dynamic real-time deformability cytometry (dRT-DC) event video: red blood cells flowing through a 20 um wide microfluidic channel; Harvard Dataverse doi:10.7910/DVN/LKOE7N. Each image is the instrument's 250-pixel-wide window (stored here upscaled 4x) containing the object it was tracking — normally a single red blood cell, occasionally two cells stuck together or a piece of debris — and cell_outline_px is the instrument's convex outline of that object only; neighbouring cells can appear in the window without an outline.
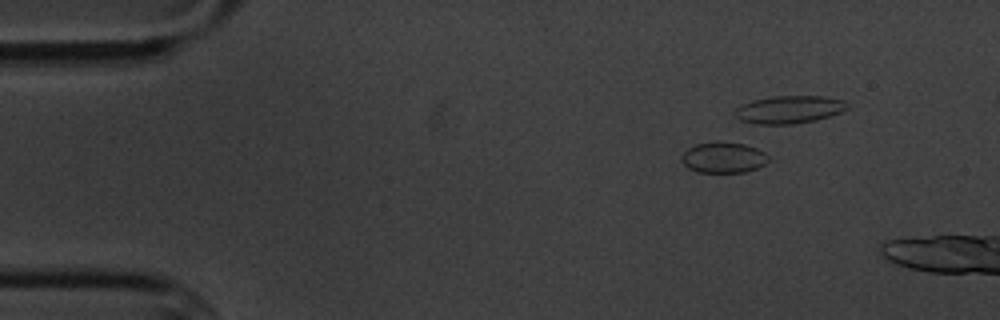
{"species": "common noctule bat (a hibernating species)", "species_latin": "Nyctalus noctula", "temperature_condition": "cold", "stored_images_in_passage": 3, "camera_frame_rate_fps": 3000, "um_per_image_px": 0.085, "animal": {"sex": "male", "body_mass_g": 20.1, "forearm_length_mm": 53.5}, "frame": {"image": 1, "passage_image": 1, "time_ms": 0.0, "image_size_px": [1000, 320], "cell_outline_px": [[772, 160], [756, 168], [744, 172], [696, 172], [688, 168], [680, 160], [680, 156], [688, 148], [696, 144], [716, 140], [720, 140], [744, 144], [756, 148], [764, 152]], "centroid_in_image_um": [61.47, 13.37], "position_along_channel_um": 23.5, "area_um2": 15.9}}